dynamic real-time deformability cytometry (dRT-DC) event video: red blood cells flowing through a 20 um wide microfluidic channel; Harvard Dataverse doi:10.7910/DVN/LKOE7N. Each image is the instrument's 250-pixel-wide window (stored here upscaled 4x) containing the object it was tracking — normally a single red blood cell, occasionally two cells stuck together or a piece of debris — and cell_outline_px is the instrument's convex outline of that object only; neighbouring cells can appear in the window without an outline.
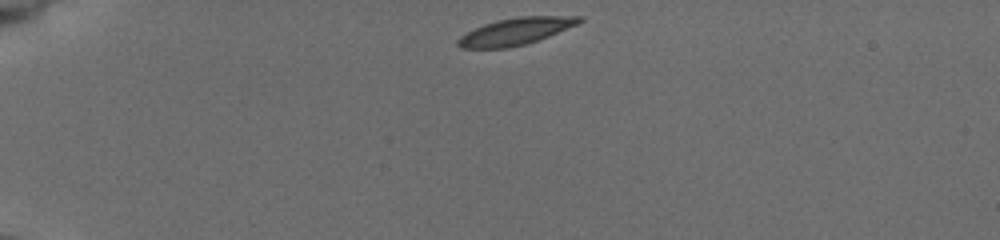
{"species": "common noctule bat (a hibernating species)", "species_latin": "Nyctalus noctula", "temperature_condition": "cold", "stored_images_in_passage": 42, "camera_frame_rate_fps": 3000, "um_per_image_px": 0.085, "animal": {"sex": "female", "body_mass_g": 19.5, "forearm_length_mm": 54.1}, "frame": {"image": 1, "passage_image": 1, "time_ms": 0.0, "image_size_px": [1000, 240], "cell_outline_px": [[584, 20], [576, 24], [548, 36], [524, 44], [504, 48], [460, 48], [456, 44], [456, 40], [460, 36], [484, 24], [496, 20], [520, 16], [584, 16]], "centroid_in_image_um": [43.8, 2.66], "position_along_channel_um": 41.2, "area_um2": 18.79}}
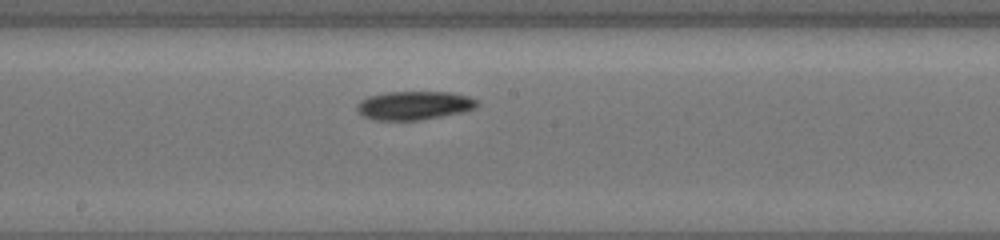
{"frame": {"image": 2, "passage_image": 19, "time_ms": 6.0, "image_size_px": [1000, 240], "cell_outline_px": [[480, 104], [476, 108], [464, 112], [420, 120], [372, 120], [364, 116], [356, 108], [356, 104], [360, 100], [368, 96], [388, 92], [452, 92], [468, 96], [480, 100]], "centroid_in_image_um": [35.25, 8.96], "position_along_channel_um": 213.0, "area_um2": 20.29}}
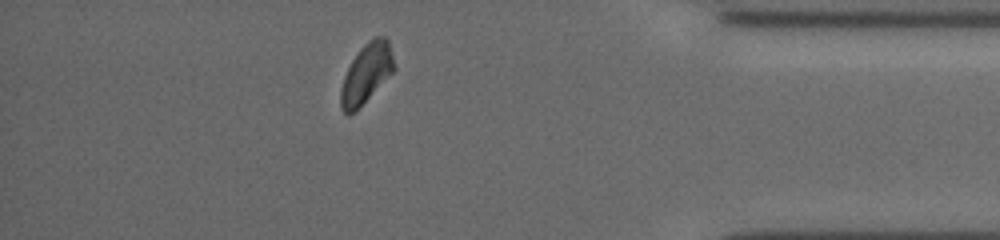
{"frame": {"image": 3, "passage_image": 36, "time_ms": 11.667, "image_size_px": [1000, 240], "cell_outline_px": [[396, 68], [348, 116], [340, 108], [340, 88], [344, 76], [352, 60], [360, 48], [368, 40], [376, 36], [384, 36], [388, 40]], "centroid_in_image_um": [31.12, 6.19], "position_along_channel_um": 404.1, "area_um2": 17.92}, "authors_computed_cell_mechanics": {"area_um2": 19.0162, "velocity_mm_per_s": 3.8314, "shape_relaxation_time_tau1_ms": 2.7046, "shape_relaxation_time_tau2_ms": null, "deformation_change_tau1": 0.102, "deformation_change_tau2": null}}